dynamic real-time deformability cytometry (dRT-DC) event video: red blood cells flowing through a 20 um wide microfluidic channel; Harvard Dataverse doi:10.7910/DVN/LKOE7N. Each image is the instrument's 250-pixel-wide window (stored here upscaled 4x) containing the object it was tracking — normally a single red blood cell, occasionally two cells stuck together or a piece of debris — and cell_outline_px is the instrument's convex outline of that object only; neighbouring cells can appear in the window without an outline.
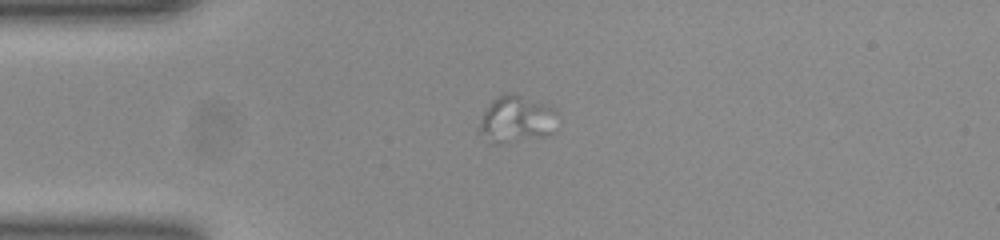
{"species": "common noctule bat (a hibernating species)", "species_latin": "Nyctalus noctula", "temperature_condition": "room temperature", "stored_images_in_passage": 9, "camera_frame_rate_fps": 3000, "um_per_image_px": 0.085, "animal": {"sex": "female", "body_mass_g": 23.0, "forearm_length_mm": 53.4}, "frame": {"image": 1, "passage_image": 1, "time_ms": 0.0, "image_size_px": [1000, 240], "cell_outline_px": [[560, 128], [552, 136], [500, 144], [492, 144], [476, 132], [484, 112], [492, 100], [508, 92], [512, 92], [556, 108], [560, 112]], "centroid_in_image_um": [44.01, 10.19], "position_along_channel_um": 41.0, "area_um2": 22.6}}
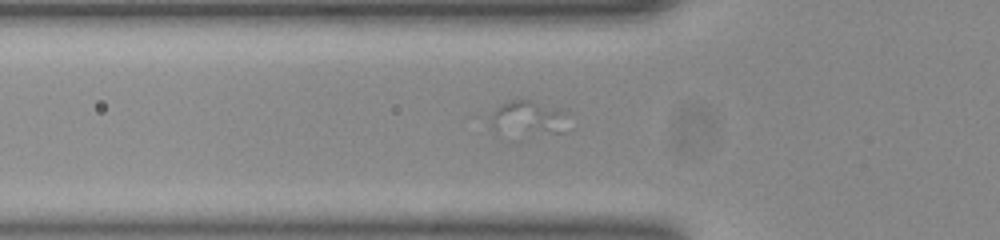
{"frame": {"image": 2, "passage_image": 6, "time_ms": 1.667, "image_size_px": [1000, 240], "cell_outline_px": [[572, 128], [564, 132], [552, 132], [492, 128], [484, 116], [500, 104], [508, 100], [532, 100], [560, 108], [568, 112]], "centroid_in_image_um": [44.96, 9.93], "position_along_channel_um": 80.8, "area_um2": 15.55}}